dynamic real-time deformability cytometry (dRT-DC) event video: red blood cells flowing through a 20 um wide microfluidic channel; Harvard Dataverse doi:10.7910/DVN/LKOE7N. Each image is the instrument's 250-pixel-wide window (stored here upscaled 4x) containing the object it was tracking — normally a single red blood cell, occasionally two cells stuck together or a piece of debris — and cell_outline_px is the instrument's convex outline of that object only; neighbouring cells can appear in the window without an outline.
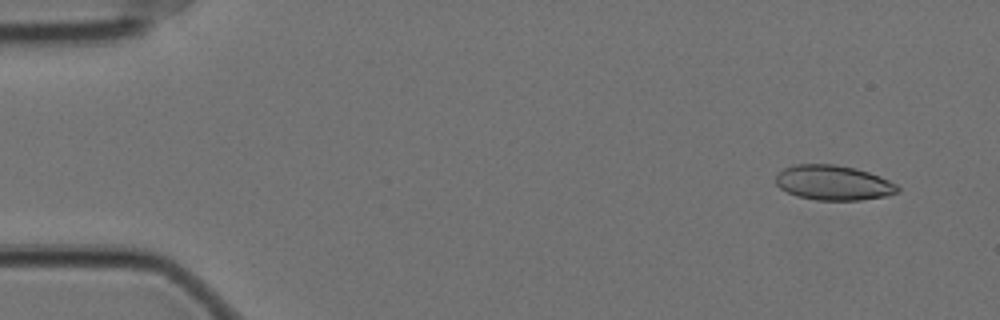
{"species": "Egyptian fruit bat (a non-hibernating species)", "species_latin": "Rousettus aegyptiacus", "temperature_condition": "cold", "stored_images_in_passage": 56, "camera_frame_rate_fps": 3000, "um_per_image_px": 0.085, "animal": {"sex": "female"}, "frame": {"image": 1, "passage_image": 3, "time_ms": 0.667, "image_size_px": [1000, 320], "cell_outline_px": [[900, 192], [888, 196], [860, 200], [816, 200], [796, 196], [780, 188], [776, 184], [776, 176], [784, 168], [796, 164], [832, 164], [856, 168], [880, 176], [896, 184], [900, 188]], "centroid_in_image_um": [70.86, 15.54], "position_along_channel_um": 14.1, "area_um2": 24.85}}
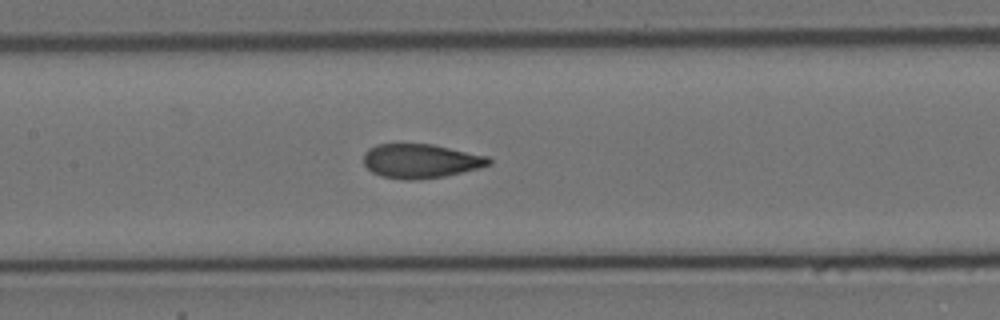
{"frame": {"image": 2, "passage_image": 26, "time_ms": 8.333, "image_size_px": [1000, 320], "cell_outline_px": [[492, 164], [480, 168], [444, 176], [412, 180], [408, 180], [380, 176], [372, 172], [364, 164], [364, 152], [368, 148], [376, 144], [432, 144], [488, 156], [492, 160]], "centroid_in_image_um": [35.76, 13.68], "position_along_channel_um": 171.6, "area_um2": 24.97}}
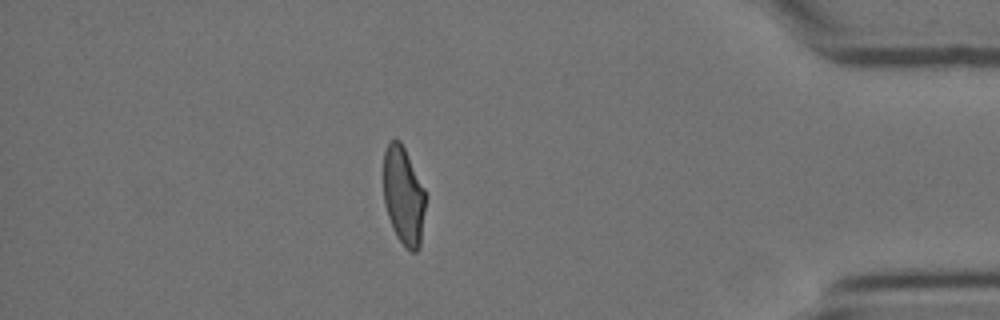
{"frame": {"image": 3, "passage_image": 49, "time_ms": 16.0, "image_size_px": [1000, 320], "cell_outline_px": [[424, 212], [420, 244], [416, 252], [412, 252], [396, 236], [392, 228], [384, 204], [384, 152], [388, 140], [400, 140], [424, 188]], "centroid_in_image_um": [34.27, 16.62], "position_along_channel_um": 400.9, "area_um2": 23.64}, "authors_computed_cell_mechanics": {"area_um2": 25.2008, "velocity_mm_per_s": 3.5029, "shape_relaxation_time_tau1_ms": 5.8069, "shape_relaxation_time_tau2_ms": 1.0735, "deformation_change_tau1": 0.1632, "deformation_change_tau2": 0.0682}}